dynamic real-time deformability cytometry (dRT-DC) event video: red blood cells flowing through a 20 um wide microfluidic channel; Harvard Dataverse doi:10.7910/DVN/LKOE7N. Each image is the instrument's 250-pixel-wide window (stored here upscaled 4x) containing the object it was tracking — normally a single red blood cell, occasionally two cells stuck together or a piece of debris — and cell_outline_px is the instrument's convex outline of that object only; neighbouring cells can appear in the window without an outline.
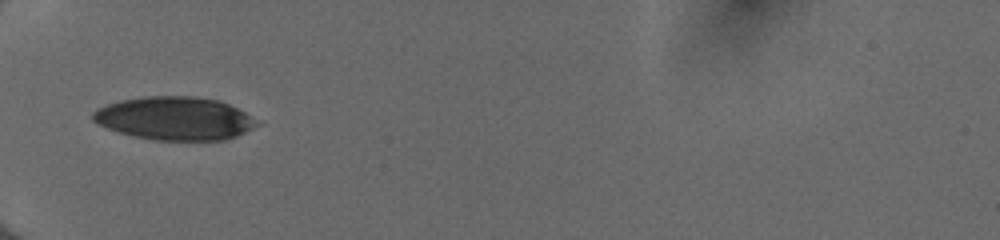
{"species": "human", "species_latin": "Homo sapiens", "temperature_condition": "cold", "stored_images_in_passage": 33, "camera_frame_rate_fps": 3000, "um_per_image_px": 0.085, "donor": {"sex": "female"}, "frame": {"image": 1, "passage_image": 1, "time_ms": 0.0, "image_size_px": [1000, 240], "cell_outline_px": [[260, 124], [236, 136], [224, 140], [152, 140], [132, 136], [108, 128], [92, 120], [92, 112], [96, 108], [120, 100], [148, 96], [192, 96], [220, 100], [244, 112]], "centroid_in_image_um": [14.82, 10.06], "position_along_channel_um": 70.2, "area_um2": 41.1}}
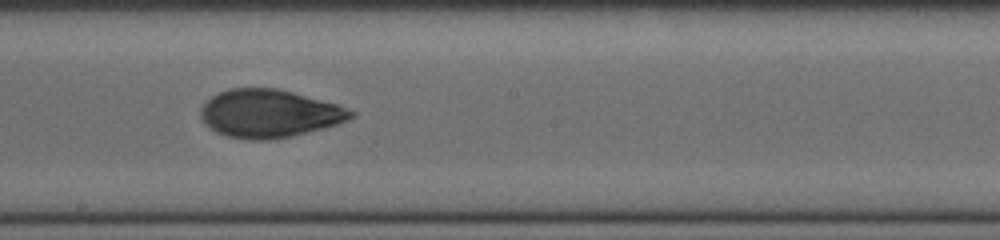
{"frame": {"image": 2, "passage_image": 13, "time_ms": 4.0, "image_size_px": [1000, 240], "cell_outline_px": [[356, 116], [348, 120], [324, 128], [292, 136], [272, 140], [252, 140], [228, 136], [216, 132], [208, 128], [200, 116], [200, 108], [212, 96], [228, 88], [276, 88], [340, 104], [356, 112]], "centroid_in_image_um": [22.91, 9.65], "position_along_channel_um": 225.3, "area_um2": 42.25}}
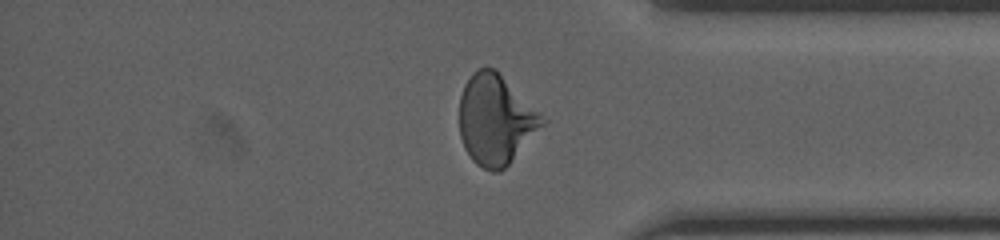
{"frame": {"image": 3, "passage_image": 26, "time_ms": 8.333, "image_size_px": [1000, 240], "cell_outline_px": [[548, 120], [508, 164], [500, 172], [492, 172], [476, 164], [472, 160], [464, 148], [460, 136], [460, 96], [464, 84], [472, 72], [480, 68], [496, 68]], "centroid_in_image_um": [42.12, 10.15], "position_along_channel_um": 393.1, "area_um2": 43.47}, "authors_computed_cell_mechanics": {"area_um2": 41.3848, "velocity_mm_per_s": 4.035, "shape_relaxation_time_tau1_ms": 4.1772, "shape_relaxation_time_tau2_ms": 1.4287, "deformation_change_tau1": 0.1606, "deformation_change_tau2": 0.0624}}